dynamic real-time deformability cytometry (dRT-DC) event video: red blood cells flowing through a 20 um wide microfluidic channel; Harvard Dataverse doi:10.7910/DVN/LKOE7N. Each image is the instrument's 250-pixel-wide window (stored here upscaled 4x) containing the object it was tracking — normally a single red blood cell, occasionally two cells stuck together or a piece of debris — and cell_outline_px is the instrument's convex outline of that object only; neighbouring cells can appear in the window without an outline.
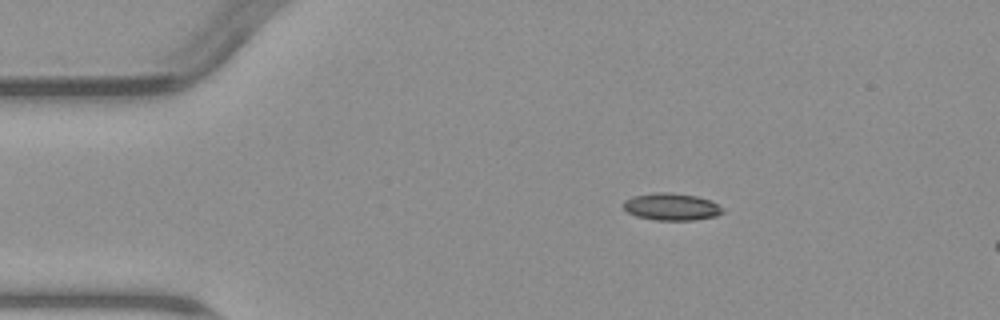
{"species": "common noctule bat (a hibernating species)", "species_latin": "Nyctalus noctula", "temperature_condition": "warm", "stored_images_in_passage": 4, "camera_frame_rate_fps": 3000, "um_per_image_px": 0.085, "animal": {"sex": "male", "body_mass_g": 23.1, "forearm_length_mm": 52.7}, "frame": {"image": 1, "passage_image": 2, "time_ms": 1.0, "image_size_px": [1000, 320], "cell_outline_px": [[724, 212], [716, 216], [692, 220], [656, 220], [636, 216], [628, 212], [620, 204], [624, 200], [632, 196], [652, 192], [672, 192], [696, 196], [708, 200], [724, 208]], "centroid_in_image_um": [57.03, 17.56], "position_along_channel_um": 28.0, "area_um2": 15.84}}